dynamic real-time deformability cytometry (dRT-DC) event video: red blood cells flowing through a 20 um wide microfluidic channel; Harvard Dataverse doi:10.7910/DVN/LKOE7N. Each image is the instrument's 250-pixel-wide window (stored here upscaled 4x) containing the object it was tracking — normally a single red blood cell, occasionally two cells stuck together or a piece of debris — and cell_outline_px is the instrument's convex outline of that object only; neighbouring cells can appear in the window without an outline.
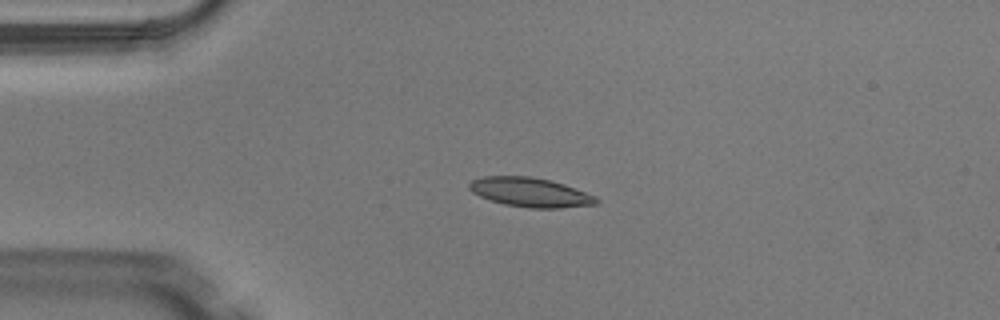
{"species": "Egyptian fruit bat (a non-hibernating species)", "species_latin": "Rousettus aegyptiacus", "temperature_condition": "warm", "stored_images_in_passage": 3, "camera_frame_rate_fps": 3000, "um_per_image_px": 0.085, "animal": {"sex": "male"}, "frame": {"image": 1, "passage_image": 2, "time_ms": 0.333, "image_size_px": [1000, 320], "cell_outline_px": [[600, 200], [596, 204], [560, 208], [528, 208], [504, 204], [480, 196], [472, 192], [468, 188], [468, 184], [472, 180], [484, 176], [532, 176], [564, 184], [596, 196]], "centroid_in_image_um": [45.07, 16.34], "position_along_channel_um": 39.9, "area_um2": 21.62}}